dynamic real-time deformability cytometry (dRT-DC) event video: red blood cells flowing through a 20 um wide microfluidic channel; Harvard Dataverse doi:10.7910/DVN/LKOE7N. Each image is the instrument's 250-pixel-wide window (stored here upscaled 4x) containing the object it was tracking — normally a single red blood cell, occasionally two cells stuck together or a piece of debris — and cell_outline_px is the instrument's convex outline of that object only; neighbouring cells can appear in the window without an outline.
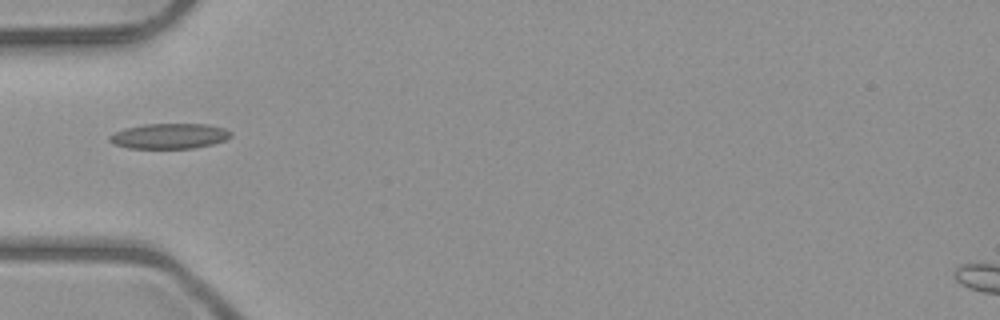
{"species": "common noctule bat (a hibernating species)", "species_latin": "Nyctalus noctula", "temperature_condition": "room temperature", "stored_images_in_passage": 7, "camera_frame_rate_fps": 3000, "um_per_image_px": 0.085, "animal": {"sex": "male", "body_mass_g": 23.1, "forearm_length_mm": 52.7}, "frame": {"image": 1, "passage_image": 6, "time_ms": 5.667, "image_size_px": [1000, 320], "cell_outline_px": [[232, 136], [224, 140], [212, 144], [192, 148], [128, 148], [112, 144], [108, 140], [108, 136], [124, 128], [144, 124], [208, 124], [224, 128], [232, 132]], "centroid_in_image_um": [14.38, 11.56], "position_along_channel_um": 70.6, "area_um2": 17.92}}
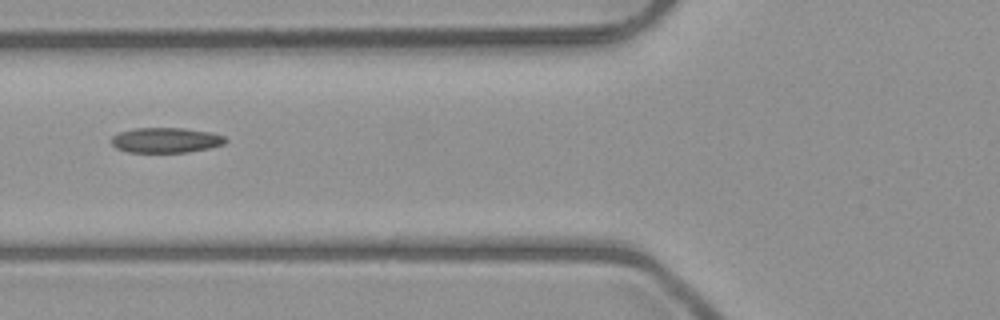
{"frame": {"image": 2, "passage_image": 7, "time_ms": 6.667, "image_size_px": [1000, 320], "cell_outline_px": [[228, 140], [224, 144], [208, 148], [188, 152], [128, 152], [116, 148], [112, 144], [112, 136], [120, 132], [132, 128], [184, 128], [212, 132], [224, 136]], "centroid_in_image_um": [14.11, 11.91], "position_along_channel_um": 111.7, "area_um2": 16.76}}